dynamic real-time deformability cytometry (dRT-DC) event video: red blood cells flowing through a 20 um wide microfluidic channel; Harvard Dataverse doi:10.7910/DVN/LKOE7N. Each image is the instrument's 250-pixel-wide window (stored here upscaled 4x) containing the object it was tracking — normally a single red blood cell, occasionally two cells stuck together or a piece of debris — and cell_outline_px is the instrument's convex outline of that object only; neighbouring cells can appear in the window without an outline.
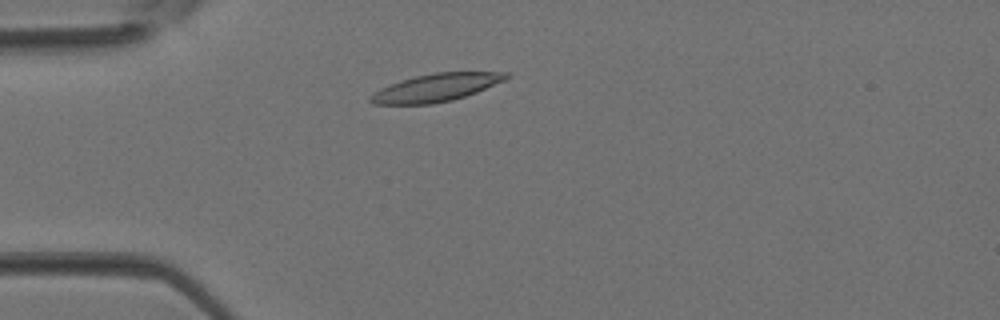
{"species": "Egyptian fruit bat (a non-hibernating species)", "species_latin": "Rousettus aegyptiacus", "temperature_condition": "room temperature", "stored_images_in_passage": 2, "camera_frame_rate_fps": 3000, "um_per_image_px": 0.085, "animal": {"sex": "female"}, "frame": {"image": 1, "passage_image": 2, "time_ms": 0.333, "image_size_px": [1000, 320], "cell_outline_px": [[512, 76], [504, 80], [476, 92], [452, 100], [432, 104], [372, 104], [368, 100], [368, 96], [380, 88], [416, 76], [436, 72], [508, 72]], "centroid_in_image_um": [37.05, 7.45], "position_along_channel_um": 47.9, "area_um2": 21.73}}